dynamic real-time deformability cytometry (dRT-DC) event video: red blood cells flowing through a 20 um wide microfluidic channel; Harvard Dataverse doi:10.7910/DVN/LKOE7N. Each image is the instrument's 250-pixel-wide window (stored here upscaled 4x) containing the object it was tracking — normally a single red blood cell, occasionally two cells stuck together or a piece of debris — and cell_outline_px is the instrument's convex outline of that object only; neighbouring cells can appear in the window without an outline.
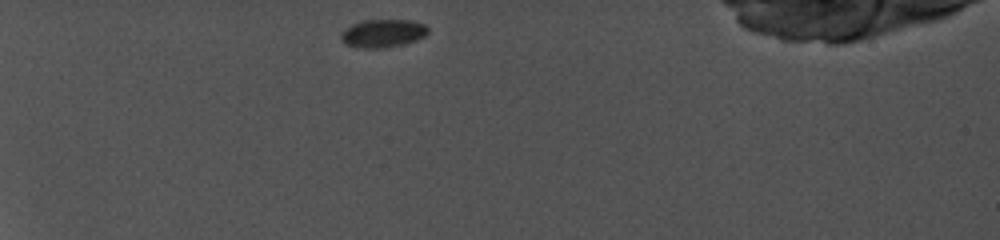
{"species": "common noctule bat (a hibernating species)", "species_latin": "Nyctalus noctula", "temperature_condition": "cold", "stored_images_in_passage": 34, "camera_frame_rate_fps": 5000, "um_per_image_px": 0.085, "animal": {"sex": "female", "body_mass_g": 19.0, "forearm_length_mm": 56.7}, "frame": {"image": 1, "passage_image": 1, "time_ms": 0.0, "image_size_px": [1000, 240], "cell_outline_px": [[428, 32], [424, 36], [416, 40], [404, 44], [384, 48], [360, 48], [344, 44], [340, 40], [340, 36], [344, 28], [352, 24], [364, 20], [412, 20], [424, 24], [428, 28]], "centroid_in_image_um": [32.51, 2.83], "position_along_channel_um": 52.5, "area_um2": 14.39}}
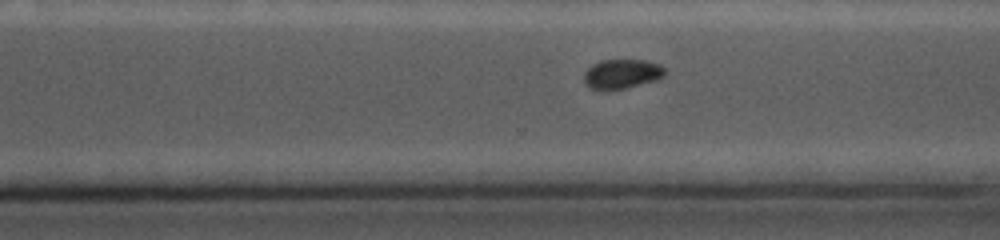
{"frame": {"image": 2, "passage_image": 27, "time_ms": 8.4, "image_size_px": [1000, 240], "cell_outline_px": [[664, 76], [656, 80], [608, 92], [600, 92], [588, 88], [584, 84], [584, 72], [592, 64], [600, 60], [648, 60], [660, 64], [664, 68]], "centroid_in_image_um": [52.79, 6.31], "position_along_channel_um": 317.8, "area_um2": 14.33}}
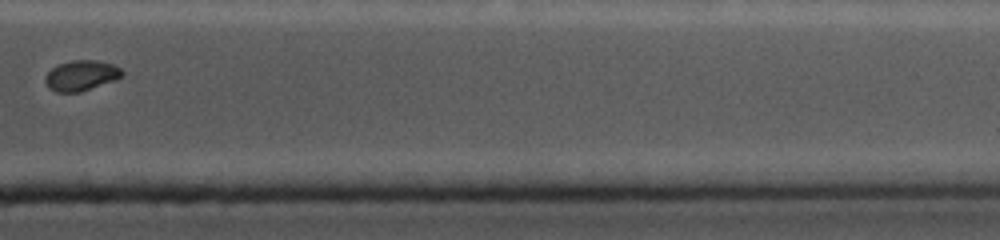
{"frame": {"image": 3, "passage_image": 32, "time_ms": 10.6, "image_size_px": [1000, 240], "cell_outline_px": [[124, 76], [116, 80], [80, 92], [56, 92], [48, 88], [44, 80], [44, 76], [52, 68], [60, 64], [72, 60], [96, 60], [112, 64], [120, 68], [124, 72]], "centroid_in_image_um": [6.91, 6.43], "position_along_channel_um": 404.5, "area_um2": 13.7}}